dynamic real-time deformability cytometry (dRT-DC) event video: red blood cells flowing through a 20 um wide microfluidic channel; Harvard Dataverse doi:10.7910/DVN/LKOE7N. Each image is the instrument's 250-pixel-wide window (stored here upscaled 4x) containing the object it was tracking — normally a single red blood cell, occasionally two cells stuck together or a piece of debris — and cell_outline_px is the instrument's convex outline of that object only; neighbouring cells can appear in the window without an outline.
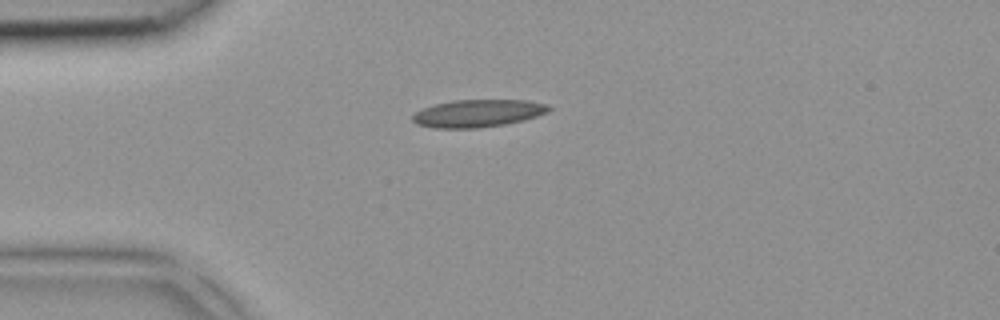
{"species": "common noctule bat (a hibernating species)", "species_latin": "Nyctalus noctula", "temperature_condition": "room temperature", "stored_images_in_passage": 1, "camera_frame_rate_fps": 3000, "um_per_image_px": 0.085, "animal": {"sex": "female", "body_mass_g": 18.4}, "frame": {"image": 1, "passage_image": 1, "time_ms": 0.0, "image_size_px": [1000, 320], "cell_outline_px": [[552, 108], [548, 112], [536, 116], [504, 124], [476, 128], [436, 128], [416, 124], [412, 120], [412, 116], [416, 112], [424, 108], [436, 104], [452, 100], [528, 100], [548, 104]], "centroid_in_image_um": [40.62, 9.62], "position_along_channel_um": 44.4, "area_um2": 21.68}}